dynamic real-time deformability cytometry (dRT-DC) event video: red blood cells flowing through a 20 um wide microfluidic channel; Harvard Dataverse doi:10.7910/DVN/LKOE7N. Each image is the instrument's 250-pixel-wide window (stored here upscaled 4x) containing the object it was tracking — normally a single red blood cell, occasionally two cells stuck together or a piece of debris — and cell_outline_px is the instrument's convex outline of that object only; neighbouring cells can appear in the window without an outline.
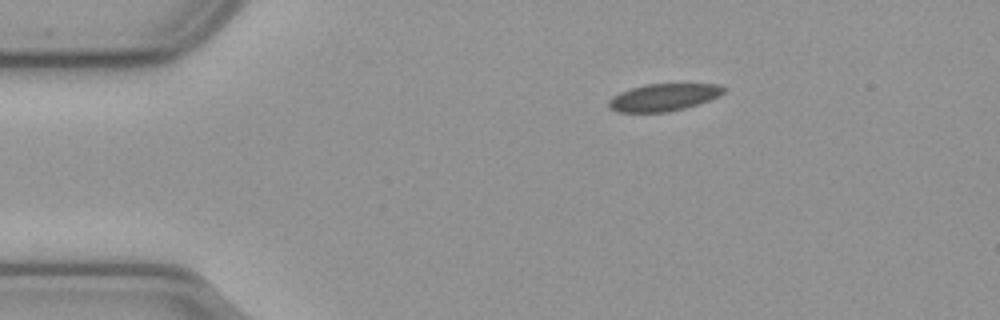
{"species": "common noctule bat (a hibernating species)", "species_latin": "Nyctalus noctula", "temperature_condition": "cold", "stored_images_in_passage": 48, "camera_frame_rate_fps": 3000, "um_per_image_px": 0.085, "animal": {"sex": "male", "body_mass_g": 23.1, "forearm_length_mm": 52.7}, "frame": {"image": 1, "passage_image": 1, "time_ms": 0.0, "image_size_px": [1000, 320], "cell_outline_px": [[728, 88], [724, 92], [708, 100], [684, 108], [668, 112], [616, 112], [608, 108], [608, 100], [612, 96], [620, 92], [644, 84], [720, 84]], "centroid_in_image_um": [56.36, 8.27], "position_along_channel_um": 28.6, "area_um2": 18.26}}
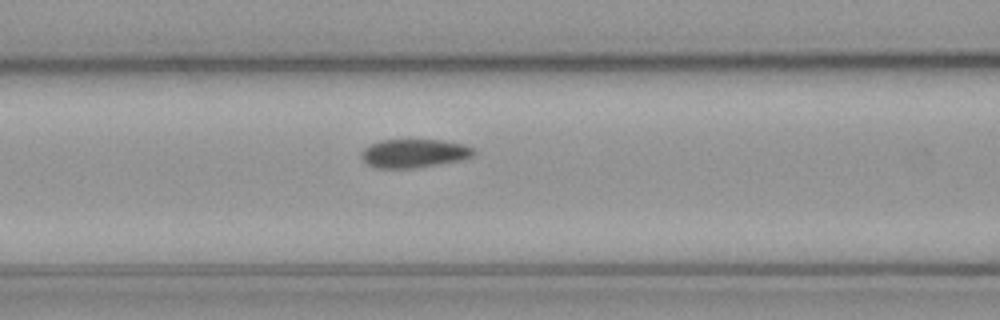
{"frame": {"image": 2, "passage_image": 14, "time_ms": 4.333, "image_size_px": [1000, 320], "cell_outline_px": [[476, 152], [472, 156], [460, 160], [412, 168], [380, 168], [368, 164], [360, 156], [360, 152], [368, 144], [380, 140], [444, 140], [464, 144], [476, 148]], "centroid_in_image_um": [35.2, 13.01], "position_along_channel_um": 131.4, "area_um2": 18.73}}
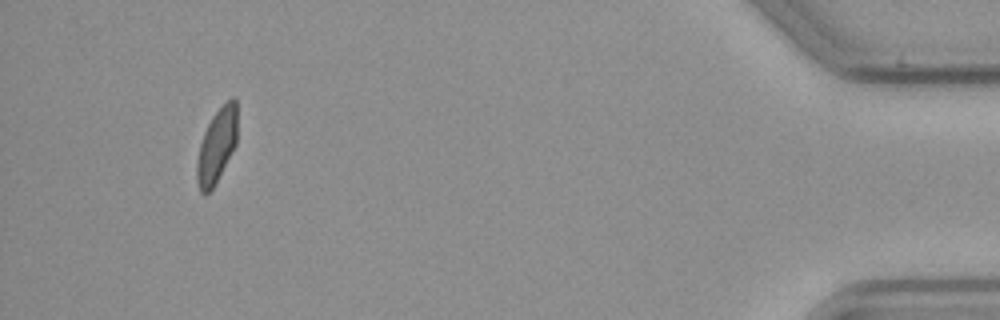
{"frame": {"image": 3, "passage_image": 44, "time_ms": 14.333, "image_size_px": [1000, 320], "cell_outline_px": [[236, 144], [232, 152], [212, 188], [204, 196], [200, 192], [196, 180], [196, 164], [200, 144], [204, 132], [212, 116], [232, 96], [236, 100]], "centroid_in_image_um": [18.4, 12.41], "position_along_channel_um": 416.8, "area_um2": 17.17}}